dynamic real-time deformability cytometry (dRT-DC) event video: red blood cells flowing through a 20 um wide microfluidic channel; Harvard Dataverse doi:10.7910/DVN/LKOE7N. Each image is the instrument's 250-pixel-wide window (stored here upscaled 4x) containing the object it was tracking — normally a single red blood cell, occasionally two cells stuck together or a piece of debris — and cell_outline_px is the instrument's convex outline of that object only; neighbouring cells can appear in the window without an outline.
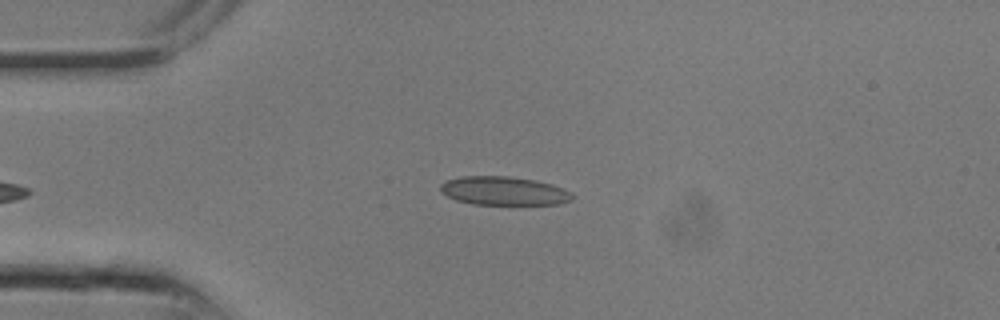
{"species": "common noctule bat (a hibernating species)", "species_latin": "Nyctalus noctula", "temperature_condition": "room temperature", "stored_images_in_passage": 4, "camera_frame_rate_fps": 3000, "um_per_image_px": 0.085, "animal": {"sex": "male", "body_mass_g": 13.3}, "frame": {"image": 1, "passage_image": 1, "time_ms": 0.0, "image_size_px": [1000, 320], "cell_outline_px": [[572, 200], [560, 204], [472, 204], [456, 200], [440, 192], [440, 184], [448, 180], [464, 176], [508, 176], [536, 180], [552, 184], [564, 188], [572, 192]], "centroid_in_image_um": [42.84, 16.22], "position_along_channel_um": 42.2, "area_um2": 22.02}}
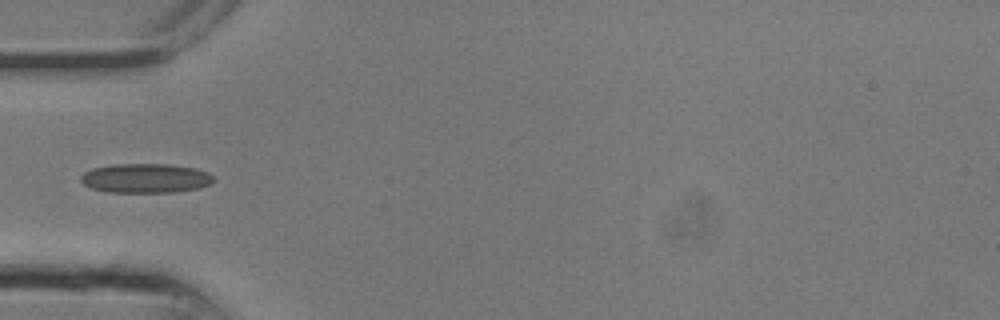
{"frame": {"image": 2, "passage_image": 3, "time_ms": 0.667, "image_size_px": [1000, 320], "cell_outline_px": [[212, 180], [208, 184], [200, 188], [176, 192], [108, 192], [92, 188], [84, 184], [80, 180], [80, 176], [84, 172], [92, 168], [112, 164], [168, 164], [196, 168], [208, 172], [212, 176]], "centroid_in_image_um": [12.35, 15.14], "position_along_channel_um": 72.7, "area_um2": 22.72}}